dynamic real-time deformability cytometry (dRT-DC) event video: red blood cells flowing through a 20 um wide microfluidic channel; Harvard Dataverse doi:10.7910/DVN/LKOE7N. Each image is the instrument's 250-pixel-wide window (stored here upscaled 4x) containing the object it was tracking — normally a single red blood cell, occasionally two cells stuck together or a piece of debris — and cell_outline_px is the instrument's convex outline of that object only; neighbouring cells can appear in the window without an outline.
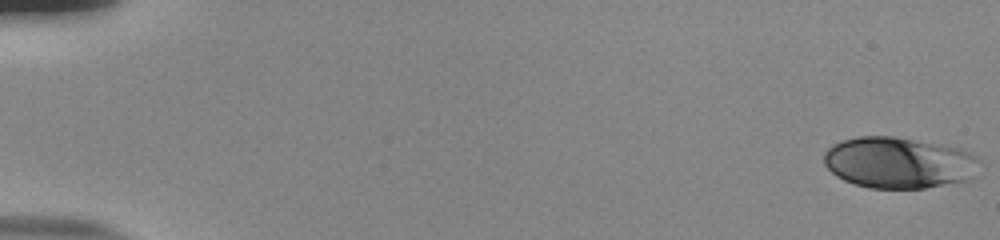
{"species": "human", "species_latin": "Homo sapiens", "temperature_condition": "room temperature", "stored_images_in_passage": 54, "camera_frame_rate_fps": 3000, "um_per_image_px": 0.085, "donor": {"sex": "male"}, "frame": {"image": 1, "passage_image": 1, "time_ms": 0.0, "image_size_px": [1000, 240], "cell_outline_px": [[980, 160], [976, 176], [972, 180], [924, 188], [868, 188], [844, 180], [836, 176], [824, 164], [824, 152], [832, 144], [844, 140], [860, 136], [892, 136], [960, 148], [976, 156]], "centroid_in_image_um": [76.43, 13.84], "position_along_channel_um": 8.6, "area_um2": 46.64}}
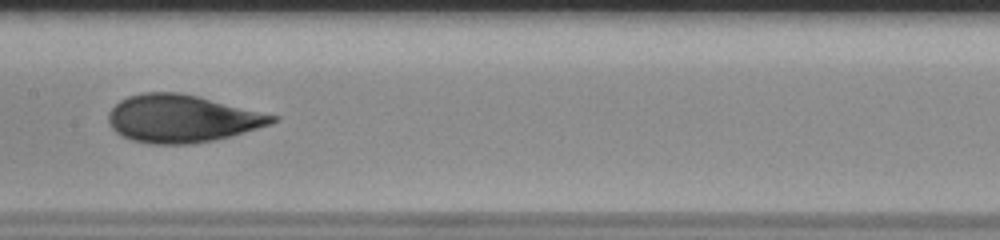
{"frame": {"image": 2, "passage_image": 29, "time_ms": 9.333, "image_size_px": [1000, 240], "cell_outline_px": [[280, 120], [272, 124], [244, 132], [212, 140], [192, 144], [148, 144], [132, 140], [120, 136], [108, 124], [108, 112], [120, 100], [128, 96], [144, 92], [180, 92], [280, 116]], "centroid_in_image_um": [15.45, 10.08], "position_along_channel_um": 192.0, "area_um2": 45.55}}
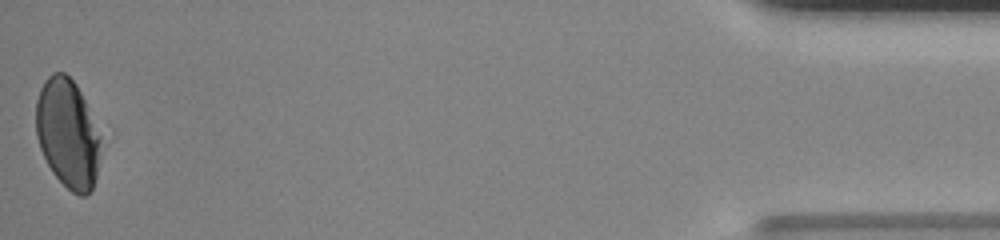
{"frame": {"image": 3, "passage_image": 54, "time_ms": 17.667, "image_size_px": [1000, 240], "cell_outline_px": [[104, 132], [96, 176], [92, 188], [84, 196], [80, 196], [72, 192], [52, 172], [40, 148], [36, 136], [36, 100], [40, 88], [44, 80], [52, 72], [64, 72], [76, 84]], "centroid_in_image_um": [5.8, 11.31], "position_along_channel_um": 429.4, "area_um2": 42.02}, "authors_computed_cell_mechanics": {"area_um2": 45.0262, "velocity_mm_per_s": 3.8502, "shape_relaxation_time_tau1_ms": 5.6857, "shape_relaxation_time_tau2_ms": null, "deformation_change_tau1": 0.1792, "deformation_change_tau2": null}}